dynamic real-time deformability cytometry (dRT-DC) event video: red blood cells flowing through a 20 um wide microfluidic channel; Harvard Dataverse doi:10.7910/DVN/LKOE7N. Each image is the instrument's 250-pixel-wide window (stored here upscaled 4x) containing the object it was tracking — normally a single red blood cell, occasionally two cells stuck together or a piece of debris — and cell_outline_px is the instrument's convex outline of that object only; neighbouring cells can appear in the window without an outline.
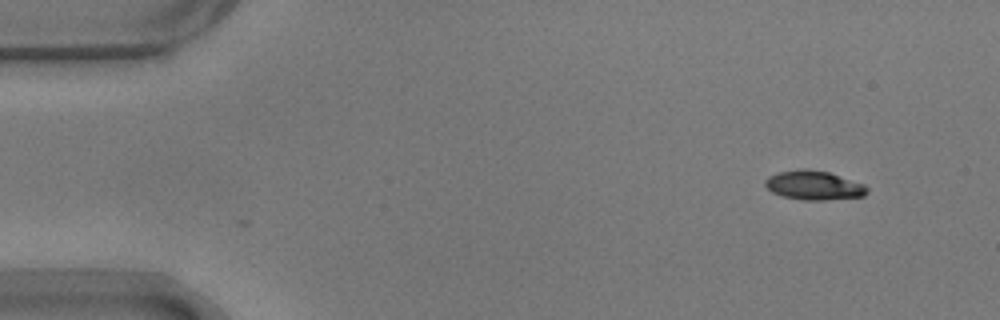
{"species": "common noctule bat (a hibernating species)", "species_latin": "Nyctalus noctula", "temperature_condition": "warm", "stored_images_in_passage": 48, "camera_frame_rate_fps": 3000, "um_per_image_px": 0.085, "animal": {"sex": "male", "body_mass_g": 17.9}, "frame": {"image": 1, "passage_image": 1, "time_ms": 0.0, "image_size_px": [1000, 320], "cell_outline_px": [[868, 192], [864, 196], [824, 200], [804, 200], [784, 196], [772, 192], [764, 184], [764, 180], [768, 176], [780, 172], [800, 168], [808, 168], [828, 172], [864, 184], [868, 188]], "centroid_in_image_um": [69.18, 15.74], "position_along_channel_um": 15.8, "area_um2": 17.28}}
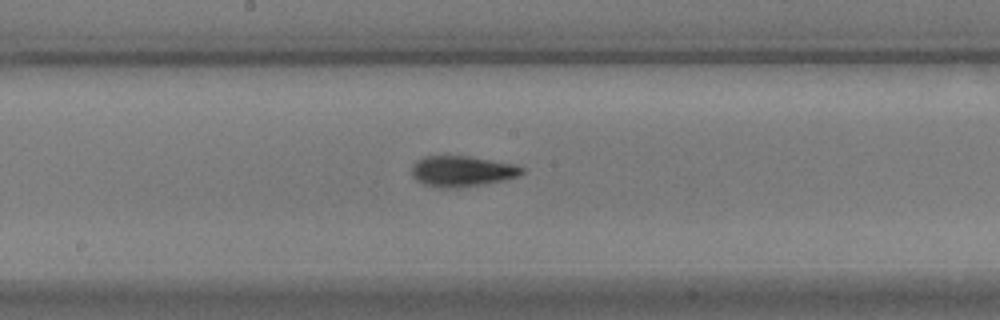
{"frame": {"image": 2, "passage_image": 25, "time_ms": 8.0, "image_size_px": [1000, 320], "cell_outline_px": [[524, 172], [520, 176], [504, 180], [480, 184], [444, 188], [424, 184], [416, 180], [412, 176], [412, 164], [416, 160], [424, 156], [468, 156], [516, 164], [524, 168]], "centroid_in_image_um": [39.28, 14.53], "position_along_channel_um": 208.9, "area_um2": 19.59}}
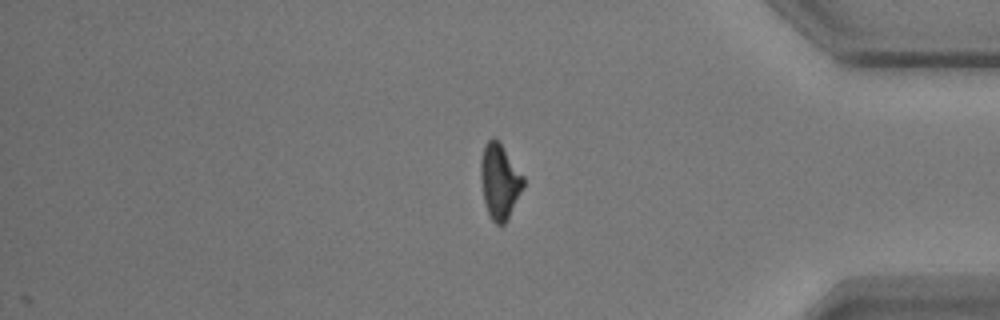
{"frame": {"image": 3, "passage_image": 42, "time_ms": 13.667, "image_size_px": [1000, 320], "cell_outline_px": [[524, 184], [504, 224], [496, 224], [492, 220], [488, 212], [484, 200], [480, 180], [480, 160], [484, 144], [492, 136], [500, 144], [524, 176]], "centroid_in_image_um": [42.43, 15.38], "position_along_channel_um": 392.8, "area_um2": 18.21}}